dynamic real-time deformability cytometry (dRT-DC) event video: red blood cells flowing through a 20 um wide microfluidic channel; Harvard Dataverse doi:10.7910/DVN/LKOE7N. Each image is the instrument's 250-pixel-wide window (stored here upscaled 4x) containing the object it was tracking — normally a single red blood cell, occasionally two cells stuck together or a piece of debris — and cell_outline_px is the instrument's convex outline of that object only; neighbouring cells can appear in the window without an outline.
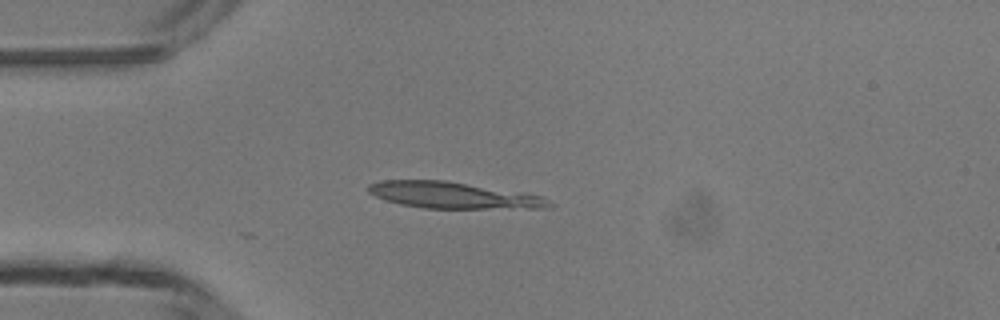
{"species": "common noctule bat (a hibernating species)", "species_latin": "Nyctalus noctula", "temperature_condition": "room temperature", "stored_images_in_passage": 9, "camera_frame_rate_fps": 3000, "um_per_image_px": 0.085, "animal": {"sex": "male", "body_mass_g": 13.3}, "frame": {"image": 1, "passage_image": 8, "time_ms": 2.333, "image_size_px": [1000, 320], "cell_outline_px": [[552, 208], [424, 208], [400, 204], [384, 200], [368, 192], [368, 184], [380, 180], [444, 180], [524, 192], [544, 196], [552, 204]], "centroid_in_image_um": [38.54, 16.59], "position_along_channel_um": 46.5, "area_um2": 27.98}}